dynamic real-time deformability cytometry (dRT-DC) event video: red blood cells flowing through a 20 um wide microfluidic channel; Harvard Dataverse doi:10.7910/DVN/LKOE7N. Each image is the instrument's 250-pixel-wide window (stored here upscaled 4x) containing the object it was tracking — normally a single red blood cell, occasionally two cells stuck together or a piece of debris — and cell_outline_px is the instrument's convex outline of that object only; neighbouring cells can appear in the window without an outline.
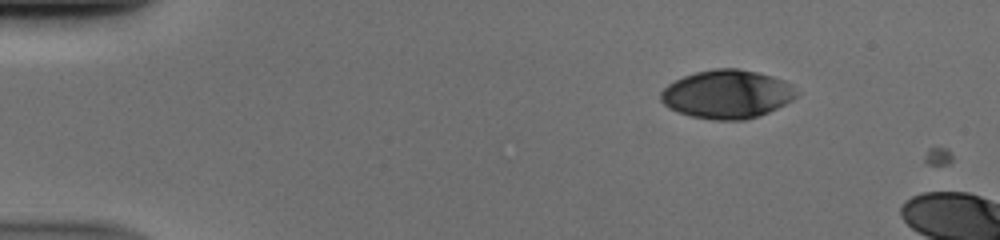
{"species": "human", "species_latin": "Homo sapiens", "temperature_condition": "cold", "stored_images_in_passage": 2, "camera_frame_rate_fps": 3000, "um_per_image_px": 0.085, "donor": {"sex": "male"}, "frame": {"image": 1, "passage_image": 1, "time_ms": 0.0, "image_size_px": [1000, 240], "cell_outline_px": [[800, 92], [792, 100], [760, 116], [744, 120], [712, 120], [692, 116], [676, 112], [668, 108], [660, 100], [660, 92], [668, 84], [684, 76], [696, 72], [716, 68], [736, 68], [756, 72], [772, 76], [784, 80]], "centroid_in_image_um": [61.79, 8.01], "position_along_channel_um": 23.2, "area_um2": 38.44}}